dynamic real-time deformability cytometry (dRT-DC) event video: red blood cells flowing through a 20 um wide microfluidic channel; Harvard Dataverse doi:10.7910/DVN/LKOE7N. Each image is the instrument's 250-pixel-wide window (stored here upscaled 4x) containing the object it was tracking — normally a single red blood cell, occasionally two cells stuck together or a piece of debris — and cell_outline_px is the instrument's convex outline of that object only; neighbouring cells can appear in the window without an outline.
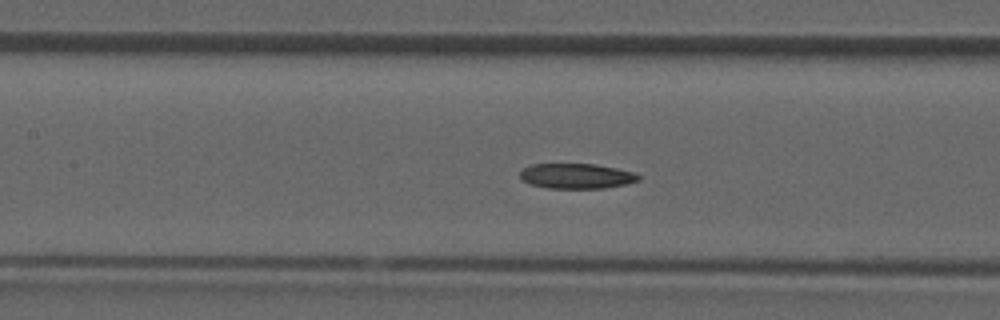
{"species": "common noctule bat (a hibernating species)", "species_latin": "Nyctalus noctula", "temperature_condition": "room temperature", "stored_images_in_passage": 41, "camera_frame_rate_fps": 3000, "um_per_image_px": 0.085, "animal": {"sex": "male", "forearm_length_mm": 52.5}, "frame": {"image": 1, "passage_image": 18, "time_ms": 5.667, "image_size_px": [1000, 320], "cell_outline_px": [[640, 180], [624, 184], [604, 188], [548, 188], [532, 184], [524, 180], [520, 176], [520, 172], [524, 168], [532, 164], [596, 164], [636, 172], [640, 176]], "centroid_in_image_um": [49.04, 14.95], "position_along_channel_um": 158.4, "area_um2": 17.22}}